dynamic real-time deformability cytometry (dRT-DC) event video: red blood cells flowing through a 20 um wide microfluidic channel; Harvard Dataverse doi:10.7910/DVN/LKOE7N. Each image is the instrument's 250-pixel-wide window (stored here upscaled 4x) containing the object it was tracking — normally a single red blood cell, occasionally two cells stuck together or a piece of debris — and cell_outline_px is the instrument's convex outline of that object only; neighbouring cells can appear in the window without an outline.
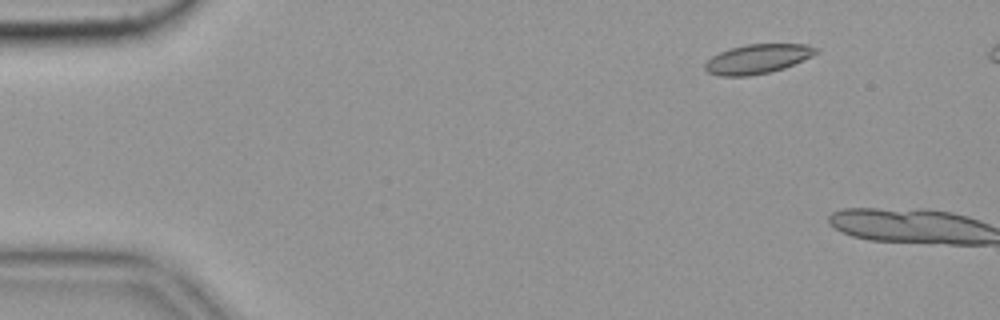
{"species": "common noctule bat (a hibernating species)", "species_latin": "Nyctalus noctula", "temperature_condition": "cold", "stored_images_in_passage": 8, "camera_frame_rate_fps": 3000, "um_per_image_px": 0.085, "animal": {"sex": "female", "body_mass_g": 19.9}, "frame": {"image": 1, "passage_image": 7, "time_ms": 2.0, "image_size_px": [1000, 320], "cell_outline_px": [[820, 52], [812, 56], [784, 68], [768, 72], [748, 76], [720, 76], [708, 72], [704, 68], [704, 64], [712, 56], [720, 52], [732, 48], [748, 44], [804, 44], [820, 48]], "centroid_in_image_um": [64.42, 5.0], "position_along_channel_um": 20.6, "area_um2": 18.9}}